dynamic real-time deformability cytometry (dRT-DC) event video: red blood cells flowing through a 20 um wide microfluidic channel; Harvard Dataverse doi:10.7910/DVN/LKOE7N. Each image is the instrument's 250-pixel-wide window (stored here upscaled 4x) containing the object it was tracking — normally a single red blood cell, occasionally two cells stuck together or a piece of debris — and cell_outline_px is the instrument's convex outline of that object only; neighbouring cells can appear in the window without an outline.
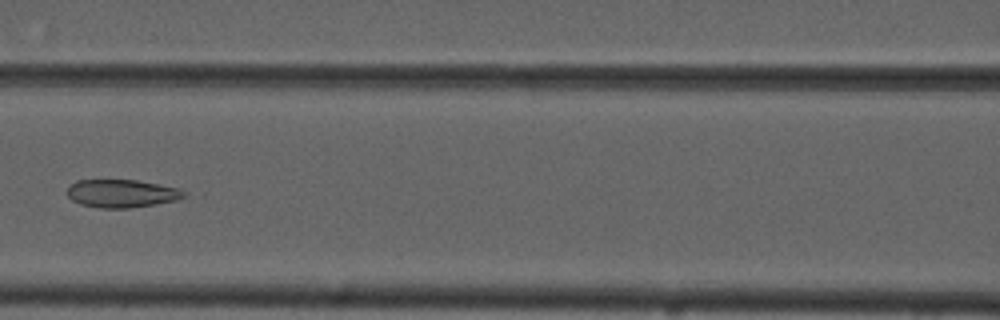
{"species": "common noctule bat (a hibernating species)", "species_latin": "Nyctalus noctula", "temperature_condition": "cold", "stored_images_in_passage": 8, "camera_frame_rate_fps": 3000, "um_per_image_px": 0.085, "animal": {"sex": "male", "forearm_length_mm": 52.5}, "frame": {"image": 1, "passage_image": 8, "time_ms": 8.0, "image_size_px": [1000, 320], "cell_outline_px": [[188, 196], [176, 200], [156, 204], [128, 208], [100, 208], [80, 204], [72, 200], [68, 196], [68, 188], [76, 180], [136, 180], [180, 188], [188, 192]], "centroid_in_image_um": [10.4, 16.44], "position_along_channel_um": 156.2, "area_um2": 19.13}}